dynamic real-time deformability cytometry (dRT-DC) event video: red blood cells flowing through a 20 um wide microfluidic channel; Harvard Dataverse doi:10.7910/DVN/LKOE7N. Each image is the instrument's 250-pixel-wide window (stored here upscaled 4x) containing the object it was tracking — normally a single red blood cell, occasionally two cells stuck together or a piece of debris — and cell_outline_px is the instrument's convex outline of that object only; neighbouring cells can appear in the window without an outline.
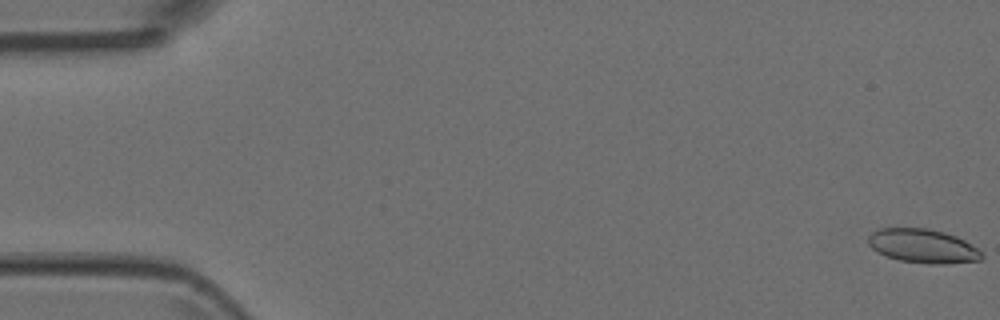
{"species": "Egyptian fruit bat (a non-hibernating species)", "species_latin": "Rousettus aegyptiacus", "temperature_condition": "room temperature", "stored_images_in_passage": 6, "camera_frame_rate_fps": 3000, "um_per_image_px": 0.085, "animal": {"sex": "female"}, "frame": {"image": 1, "passage_image": 1, "time_ms": 0.0, "image_size_px": [1000, 320], "cell_outline_px": [[984, 256], [980, 260], [948, 264], [928, 264], [900, 260], [876, 252], [868, 244], [868, 236], [872, 232], [880, 228], [928, 228], [944, 232], [956, 236], [964, 240], [984, 252]], "centroid_in_image_um": [78.47, 20.91], "position_along_channel_um": 6.5, "area_um2": 22.6}}
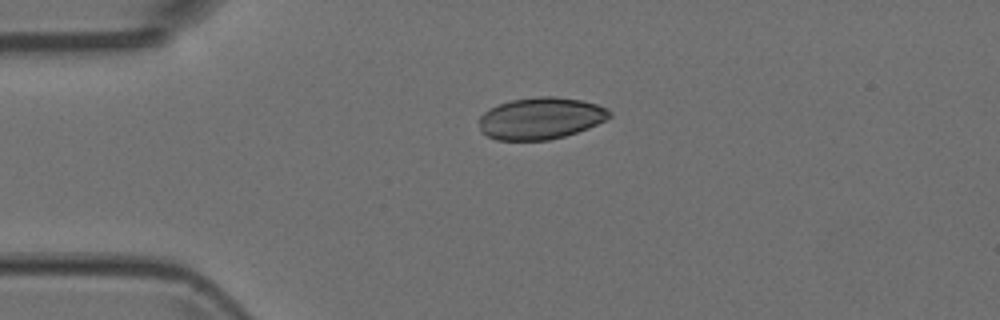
{"frame": {"image": 2, "passage_image": 6, "time_ms": 1.667, "image_size_px": [1000, 320], "cell_outline_px": [[612, 116], [608, 120], [588, 128], [564, 136], [548, 140], [496, 140], [480, 132], [480, 116], [484, 112], [500, 104], [512, 100], [540, 96], [552, 96], [580, 100], [596, 104], [608, 108], [612, 112]], "centroid_in_image_um": [45.99, 10.06], "position_along_channel_um": 39.0, "area_um2": 31.73}}